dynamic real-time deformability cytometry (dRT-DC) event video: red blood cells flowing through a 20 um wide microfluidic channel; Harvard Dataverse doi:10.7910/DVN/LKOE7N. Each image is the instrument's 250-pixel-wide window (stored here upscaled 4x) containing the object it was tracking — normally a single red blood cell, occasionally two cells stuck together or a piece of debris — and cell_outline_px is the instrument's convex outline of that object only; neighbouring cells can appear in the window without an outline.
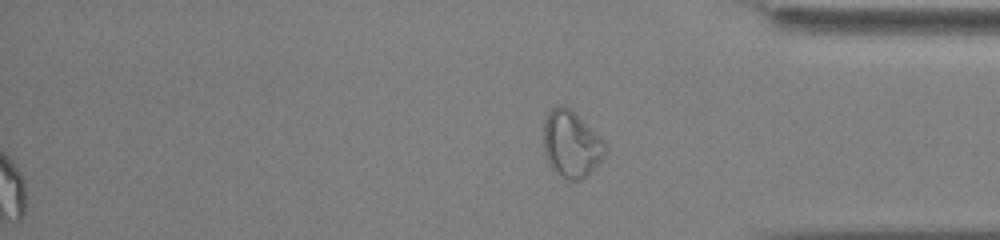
{"species": "common noctule bat (a hibernating species)", "species_latin": "Nyctalus noctula", "temperature_condition": "cold", "stored_images_in_passage": 43, "segment_of_instrument_passage": [2, 2], "camera_frame_rate_fps": 3000, "um_per_image_px": 0.085, "animal": {"sex": "male", "body_mass_g": 13.0, "forearm_length_mm": 53.1}, "frame": {"image": 1, "passage_image": 43, "time_ms": 14.0, "image_size_px": [1000, 240], "cell_outline_px": [[604, 156], [588, 176], [580, 180], [568, 180], [556, 172], [552, 168], [544, 152], [544, 120], [548, 112], [556, 104], [560, 104], [568, 108], [604, 144]], "centroid_in_image_um": [48.5, 12.28], "position_along_channel_um": 386.7, "area_um2": 23.0}}